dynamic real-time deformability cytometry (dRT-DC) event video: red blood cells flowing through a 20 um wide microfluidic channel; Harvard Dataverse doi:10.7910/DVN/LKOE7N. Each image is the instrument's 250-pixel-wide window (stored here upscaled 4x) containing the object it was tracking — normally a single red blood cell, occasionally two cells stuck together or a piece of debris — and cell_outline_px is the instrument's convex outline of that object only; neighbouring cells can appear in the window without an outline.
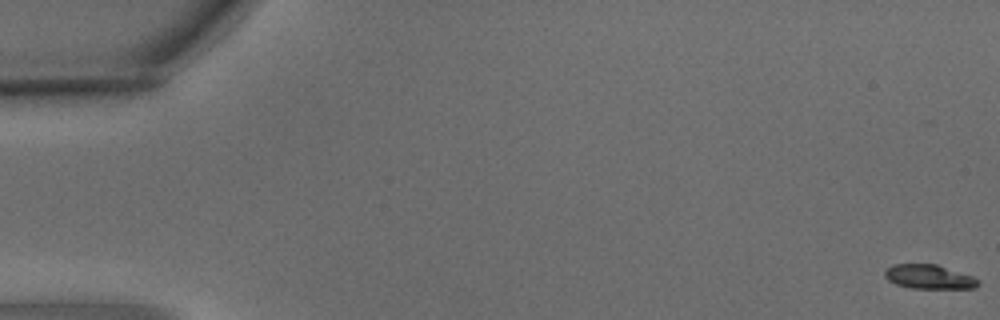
{"species": "common noctule bat (a hibernating species)", "species_latin": "Nyctalus noctula", "temperature_condition": "warm", "stored_images_in_passage": 7, "camera_frame_rate_fps": 3000, "um_per_image_px": 0.085, "animal": {"sex": "male", "body_mass_g": 15.6}, "frame": {"image": 1, "passage_image": 1, "time_ms": 0.0, "image_size_px": [1000, 320], "cell_outline_px": [[980, 284], [976, 288], [912, 288], [896, 284], [888, 280], [884, 276], [884, 268], [892, 264], [936, 264], [972, 276], [980, 280]], "centroid_in_image_um": [78.95, 23.52], "position_along_channel_um": 6.1, "area_um2": 13.24}}
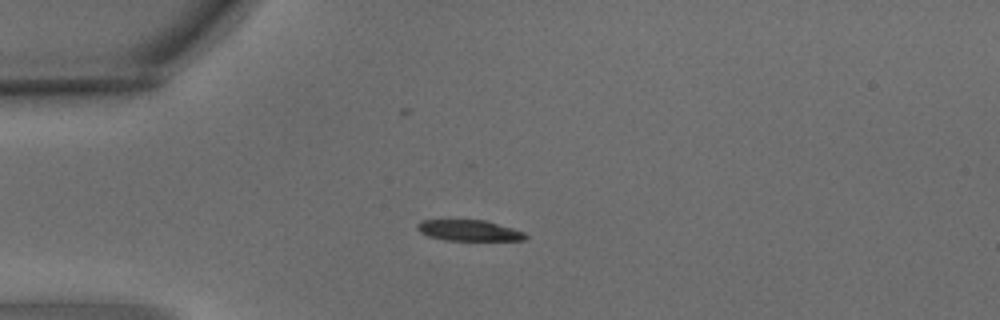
{"frame": {"image": 2, "passage_image": 5, "time_ms": 1.333, "image_size_px": [1000, 320], "cell_outline_px": [[528, 236], [524, 240], [444, 240], [428, 236], [420, 232], [416, 228], [416, 224], [420, 220], [484, 220], [512, 228], [524, 232]], "centroid_in_image_um": [39.82, 19.59], "position_along_channel_um": 45.2, "area_um2": 13.12}}